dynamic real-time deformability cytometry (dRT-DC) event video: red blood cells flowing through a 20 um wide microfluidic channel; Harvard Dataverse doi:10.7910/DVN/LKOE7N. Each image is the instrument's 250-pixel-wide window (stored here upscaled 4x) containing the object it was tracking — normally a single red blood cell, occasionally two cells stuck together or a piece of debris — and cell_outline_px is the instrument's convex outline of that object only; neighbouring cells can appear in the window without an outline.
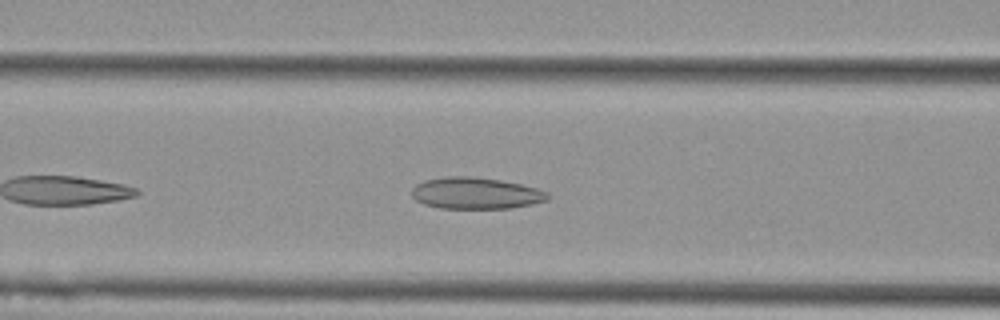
{"species": "Egyptian fruit bat (a non-hibernating species)", "species_latin": "Rousettus aegyptiacus", "temperature_condition": "cold", "stored_images_in_passage": 33, "camera_frame_rate_fps": 3000, "um_per_image_px": 0.085, "animal": {"sex": "female"}, "frame": {"image": 1, "passage_image": 8, "time_ms": 2.333, "image_size_px": [1000, 320], "cell_outline_px": [[552, 196], [548, 200], [532, 204], [508, 208], [440, 208], [424, 204], [416, 200], [412, 196], [412, 188], [416, 184], [424, 180], [444, 176], [472, 176], [500, 180], [520, 184], [536, 188], [548, 192]], "centroid_in_image_um": [40.44, 16.41], "position_along_channel_um": 126.2, "area_um2": 25.09}}
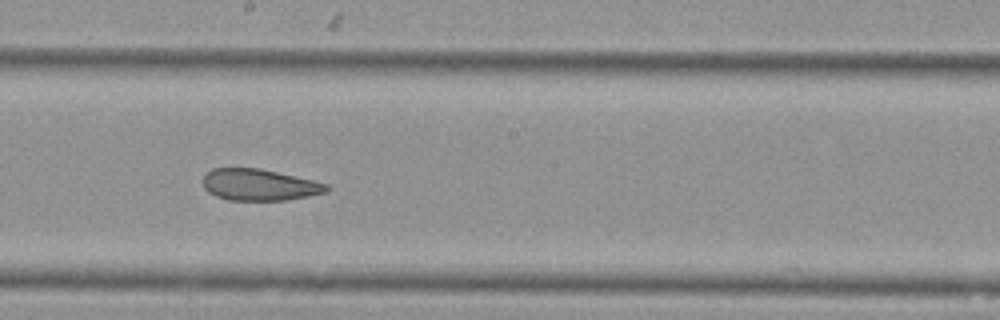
{"frame": {"image": 2, "passage_image": 16, "time_ms": 5.0, "image_size_px": [1000, 320], "cell_outline_px": [[328, 188], [324, 192], [308, 196], [284, 200], [228, 200], [216, 196], [208, 192], [204, 188], [204, 176], [212, 168], [260, 168], [312, 180], [328, 184]], "centroid_in_image_um": [22.01, 15.71], "position_along_channel_um": 226.2, "area_um2": 22.43}}
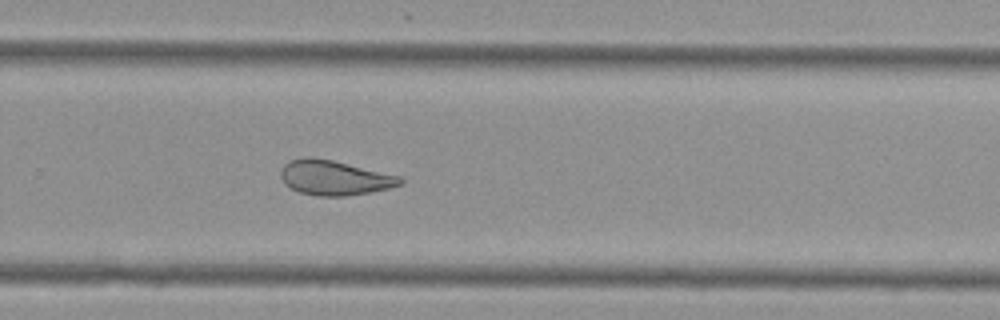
{"frame": {"image": 3, "passage_image": 22, "time_ms": 7.0, "image_size_px": [1000, 320], "cell_outline_px": [[404, 180], [400, 184], [388, 188], [372, 192], [344, 196], [316, 196], [300, 192], [284, 184], [280, 176], [280, 172], [284, 164], [288, 160], [304, 156], [308, 156], [332, 160], [400, 176]], "centroid_in_image_um": [28.38, 15.1], "position_along_channel_um": 301.4, "area_um2": 24.22}, "authors_computed_cell_mechanics": {"area_um2": 24.2182, "velocity_mm_per_s": 3.7775, "shape_relaxation_time_tau1_ms": null, "shape_relaxation_time_tau2_ms": 2.8872, "deformation_change_tau1": null, "deformation_change_tau2": 0.1108}}